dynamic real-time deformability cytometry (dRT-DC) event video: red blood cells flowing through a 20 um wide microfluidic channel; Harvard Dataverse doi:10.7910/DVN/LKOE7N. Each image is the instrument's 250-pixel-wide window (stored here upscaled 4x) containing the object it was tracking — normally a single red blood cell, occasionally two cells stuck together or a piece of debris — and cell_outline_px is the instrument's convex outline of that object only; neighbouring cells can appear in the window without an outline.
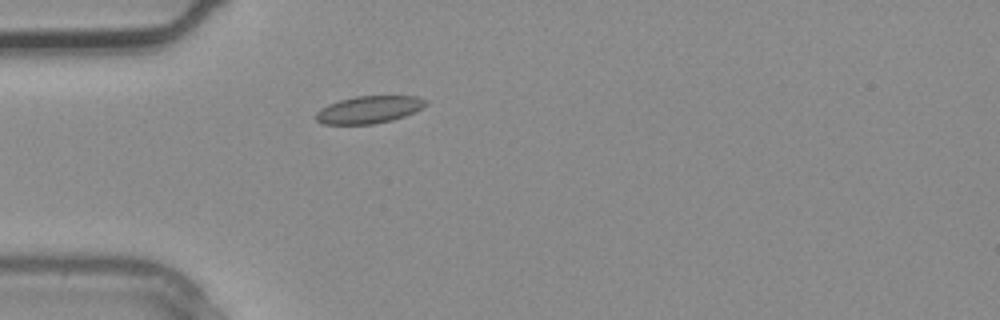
{"species": "common noctule bat (a hibernating species)", "species_latin": "Nyctalus noctula", "temperature_condition": "warm", "stored_images_in_passage": 1, "camera_frame_rate_fps": 3000, "um_per_image_px": 0.085, "animal": {"sex": "male", "body_mass_g": 20.4}, "frame": {"image": 1, "passage_image": 1, "time_ms": 0.0, "image_size_px": [1000, 320], "cell_outline_px": [[428, 104], [404, 116], [392, 120], [372, 124], [324, 124], [316, 120], [316, 112], [320, 108], [328, 104], [340, 100], [356, 96], [416, 96], [428, 100]], "centroid_in_image_um": [31.35, 9.31], "position_along_channel_um": 53.7, "area_um2": 17.4}}